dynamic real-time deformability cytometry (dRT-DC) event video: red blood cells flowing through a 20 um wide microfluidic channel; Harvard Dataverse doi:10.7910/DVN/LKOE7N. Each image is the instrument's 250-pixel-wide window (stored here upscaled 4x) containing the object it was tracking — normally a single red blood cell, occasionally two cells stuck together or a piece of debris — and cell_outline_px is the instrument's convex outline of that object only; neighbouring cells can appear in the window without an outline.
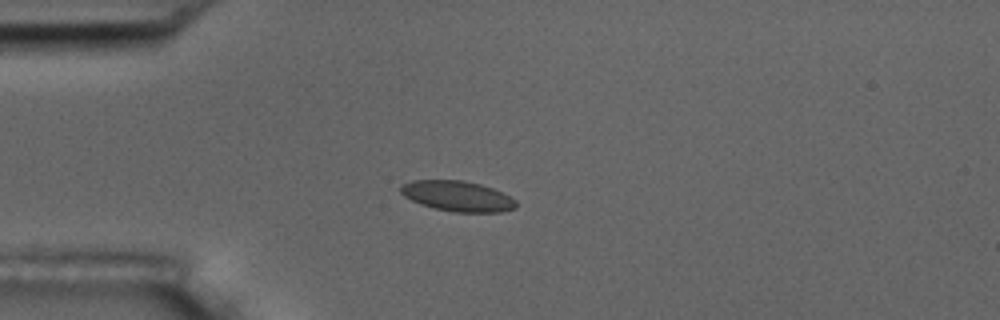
{"species": "common noctule bat (a hibernating species)", "species_latin": "Nyctalus noctula", "temperature_condition": "room temperature", "stored_images_in_passage": 10, "camera_frame_rate_fps": 3000, "um_per_image_px": 0.085, "animal": {"sex": "male", "body_mass_g": 17.5, "forearm_length_mm": 52.3}, "frame": {"image": 1, "passage_image": 5, "time_ms": 1.333, "image_size_px": [1000, 320], "cell_outline_px": [[516, 208], [500, 212], [452, 212], [420, 204], [404, 196], [400, 192], [400, 184], [412, 180], [464, 180], [480, 184], [492, 188], [516, 200]], "centroid_in_image_um": [38.86, 16.66], "position_along_channel_um": 46.1, "area_um2": 20.4}}
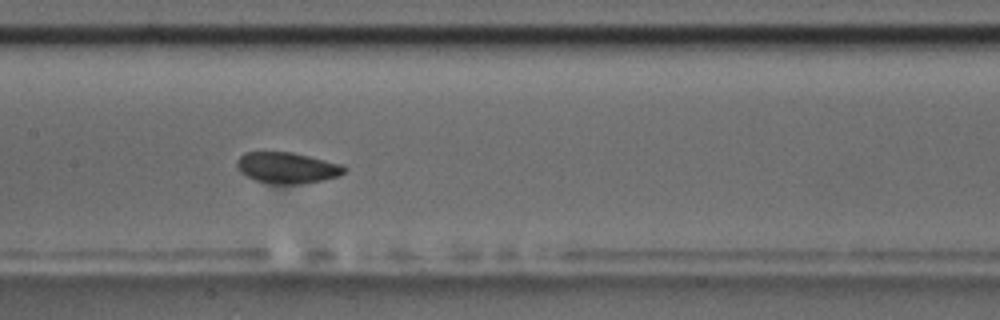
{"frame": {"image": 2, "passage_image": 9, "time_ms": 2.667, "image_size_px": [1000, 320], "cell_outline_px": [[348, 168], [340, 176], [324, 180], [300, 184], [272, 184], [256, 180], [240, 172], [236, 168], [236, 160], [244, 152], [292, 152], [340, 164]], "centroid_in_image_um": [24.39, 14.27], "position_along_channel_um": 183.0, "area_um2": 19.48}}
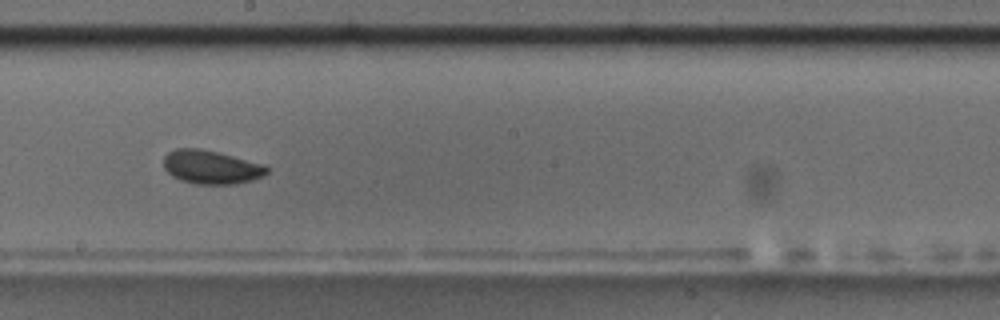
{"frame": {"image": 3, "passage_image": 10, "time_ms": 3.0, "image_size_px": [1000, 320], "cell_outline_px": [[268, 172], [264, 176], [252, 180], [236, 184], [196, 184], [180, 180], [172, 176], [164, 168], [164, 156], [168, 152], [176, 148], [200, 148], [264, 164], [268, 168]], "centroid_in_image_um": [17.94, 14.21], "position_along_channel_um": 230.3, "area_um2": 20.23}}